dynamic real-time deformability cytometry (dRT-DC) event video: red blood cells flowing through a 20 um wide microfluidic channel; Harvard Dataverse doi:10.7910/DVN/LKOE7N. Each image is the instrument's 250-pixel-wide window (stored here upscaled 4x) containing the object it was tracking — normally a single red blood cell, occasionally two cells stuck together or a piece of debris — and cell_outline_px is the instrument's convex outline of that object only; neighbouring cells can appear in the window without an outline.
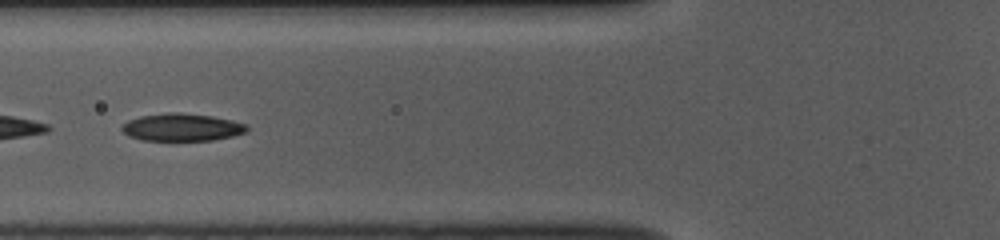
{"species": "common noctule bat (a hibernating species)", "species_latin": "Nyctalus noctula", "temperature_condition": "room temperature", "stored_images_in_passage": 52, "segment_of_instrument_passage": [2, 2], "camera_frame_rate_fps": 3000, "um_per_image_px": 0.085, "animal": {"sex": "female", "body_mass_g": 10.0, "forearm_length_mm": 53.1}, "frame": {"image": 1, "passage_image": 20, "time_ms": 6.333, "image_size_px": [1000, 240], "cell_outline_px": [[248, 128], [244, 132], [232, 136], [212, 140], [144, 140], [132, 136], [124, 132], [120, 128], [128, 120], [140, 116], [208, 116], [228, 120], [244, 124]], "centroid_in_image_um": [15.45, 10.88], "position_along_channel_um": 110.3, "area_um2": 18.38}}
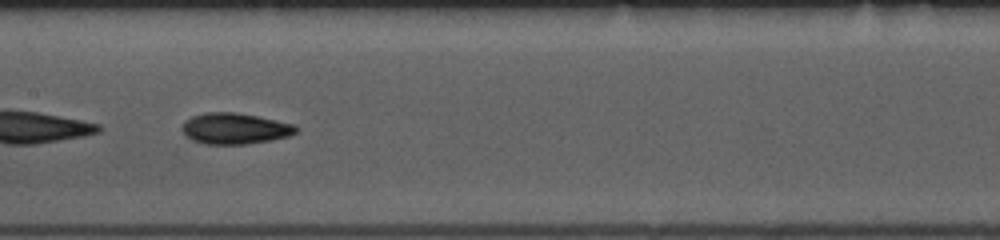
{"frame": {"image": 2, "passage_image": 26, "time_ms": 8.333, "image_size_px": [1000, 240], "cell_outline_px": [[296, 132], [288, 136], [268, 140], [244, 144], [208, 144], [196, 140], [188, 136], [184, 132], [184, 124], [192, 116], [208, 112], [232, 112], [256, 116], [292, 124], [296, 128]], "centroid_in_image_um": [19.97, 10.92], "position_along_channel_um": 187.4, "area_um2": 19.77}}
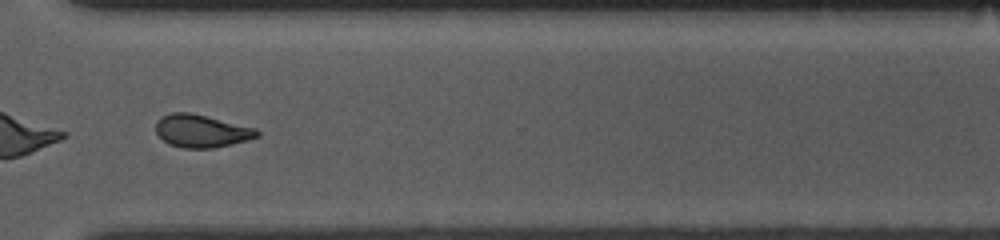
{"frame": {"image": 3, "passage_image": 39, "time_ms": 12.667, "image_size_px": [1000, 240], "cell_outline_px": [[260, 136], [248, 140], [212, 148], [184, 148], [168, 144], [156, 132], [156, 124], [160, 116], [172, 112], [188, 112], [256, 128], [260, 132]], "centroid_in_image_um": [17.12, 11.13], "position_along_channel_um": 353.5, "area_um2": 19.19}}